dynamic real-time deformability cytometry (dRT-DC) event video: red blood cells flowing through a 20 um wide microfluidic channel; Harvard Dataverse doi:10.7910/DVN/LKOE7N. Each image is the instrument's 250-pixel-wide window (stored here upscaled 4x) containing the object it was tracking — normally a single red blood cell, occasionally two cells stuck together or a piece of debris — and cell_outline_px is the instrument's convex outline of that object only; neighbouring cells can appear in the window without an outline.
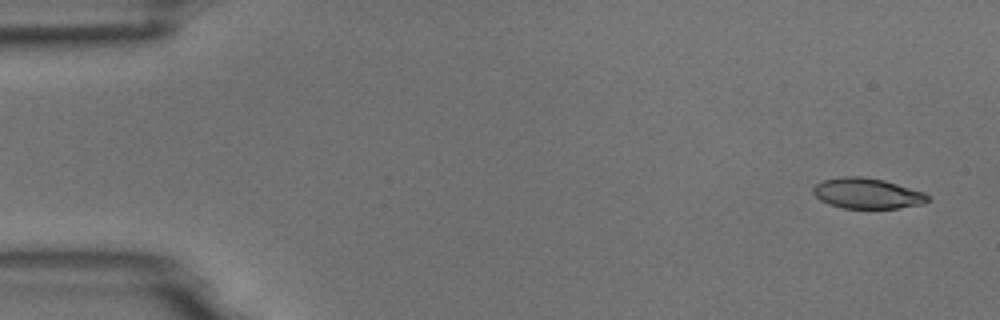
{"species": "common noctule bat (a hibernating species)", "species_latin": "Nyctalus noctula", "temperature_condition": "room temperature", "stored_images_in_passage": 3, "camera_frame_rate_fps": 3000, "um_per_image_px": 0.085, "animal": {"sex": "male", "body_mass_g": 18.8}, "frame": {"image": 1, "passage_image": 1, "time_ms": 0.0, "image_size_px": [1000, 320], "cell_outline_px": [[928, 200], [924, 204], [896, 208], [844, 208], [828, 204], [820, 200], [812, 192], [812, 188], [816, 184], [824, 180], [844, 176], [860, 176], [884, 180], [924, 192], [928, 196]], "centroid_in_image_um": [73.69, 16.44], "position_along_channel_um": 11.3, "area_um2": 20.29}}